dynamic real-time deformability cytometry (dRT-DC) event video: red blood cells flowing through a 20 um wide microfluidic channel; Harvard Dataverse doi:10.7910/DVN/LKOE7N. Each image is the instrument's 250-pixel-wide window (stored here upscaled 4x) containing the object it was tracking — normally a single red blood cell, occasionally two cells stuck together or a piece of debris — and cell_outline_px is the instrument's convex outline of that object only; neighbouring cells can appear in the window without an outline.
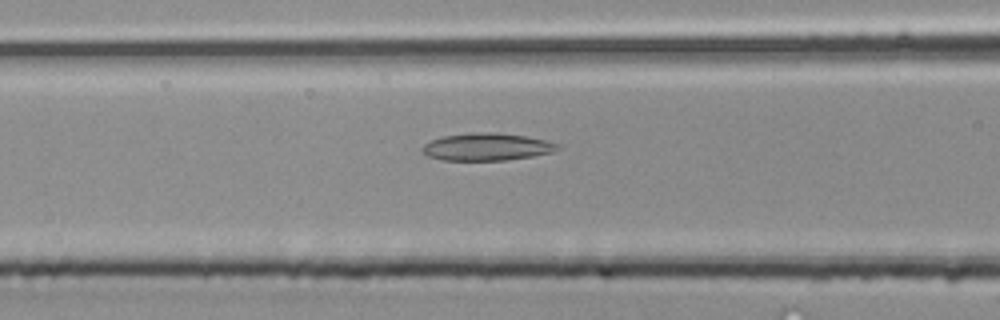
{"species": "common noctule bat (a hibernating species)", "species_latin": "Nyctalus noctula", "temperature_condition": "room temperature", "stored_images_in_passage": 42, "camera_frame_rate_fps": 3000, "um_per_image_px": 0.085, "animal": {"sex": "male", "body_mass_g": 20.4}, "frame": {"image": 1, "passage_image": 18, "time_ms": 5.667, "image_size_px": [1000, 320], "cell_outline_px": [[560, 148], [552, 152], [532, 156], [504, 160], [440, 160], [428, 156], [420, 148], [424, 144], [432, 140], [444, 136], [472, 132], [496, 132], [528, 136], [560, 144]], "centroid_in_image_um": [41.38, 12.47], "position_along_channel_um": 125.2, "area_um2": 21.62}}
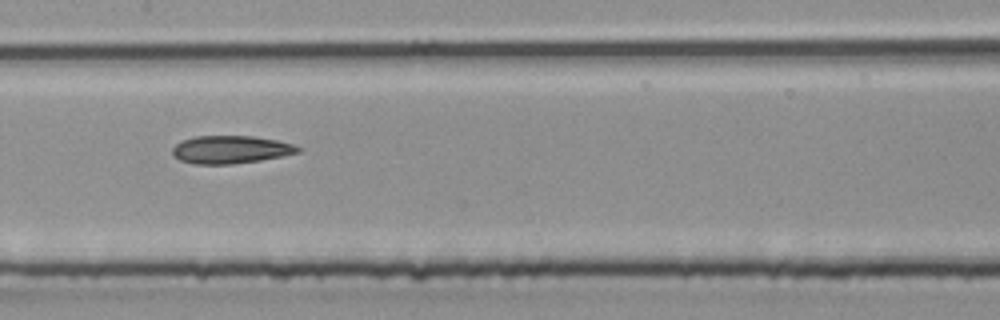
{"frame": {"image": 2, "passage_image": 22, "time_ms": 7.0, "image_size_px": [1000, 320], "cell_outline_px": [[304, 148], [300, 152], [284, 156], [260, 160], [232, 164], [192, 164], [180, 160], [172, 156], [172, 148], [176, 144], [184, 140], [196, 136], [252, 136], [276, 140], [292, 144]], "centroid_in_image_um": [19.62, 12.72], "position_along_channel_um": 187.8, "area_um2": 20.46}}
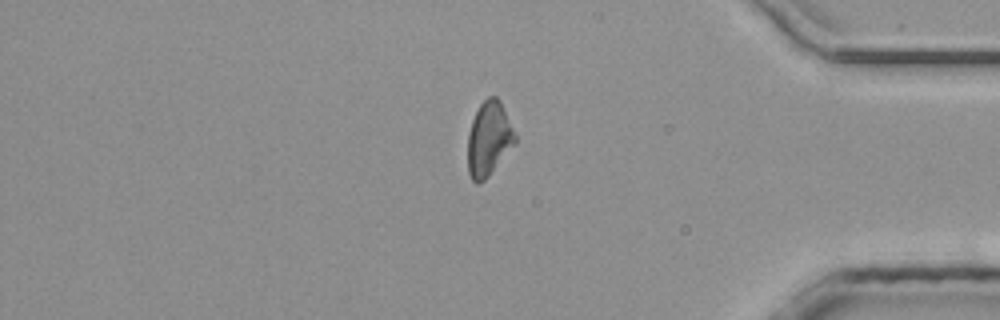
{"frame": {"image": 3, "passage_image": 37, "time_ms": 12.0, "image_size_px": [1000, 320], "cell_outline_px": [[516, 144], [488, 176], [484, 180], [476, 184], [472, 180], [468, 172], [468, 132], [472, 120], [480, 104], [488, 96], [496, 96], [500, 100], [516, 136]], "centroid_in_image_um": [41.55, 11.8], "position_along_channel_um": 393.7, "area_um2": 20.46}}